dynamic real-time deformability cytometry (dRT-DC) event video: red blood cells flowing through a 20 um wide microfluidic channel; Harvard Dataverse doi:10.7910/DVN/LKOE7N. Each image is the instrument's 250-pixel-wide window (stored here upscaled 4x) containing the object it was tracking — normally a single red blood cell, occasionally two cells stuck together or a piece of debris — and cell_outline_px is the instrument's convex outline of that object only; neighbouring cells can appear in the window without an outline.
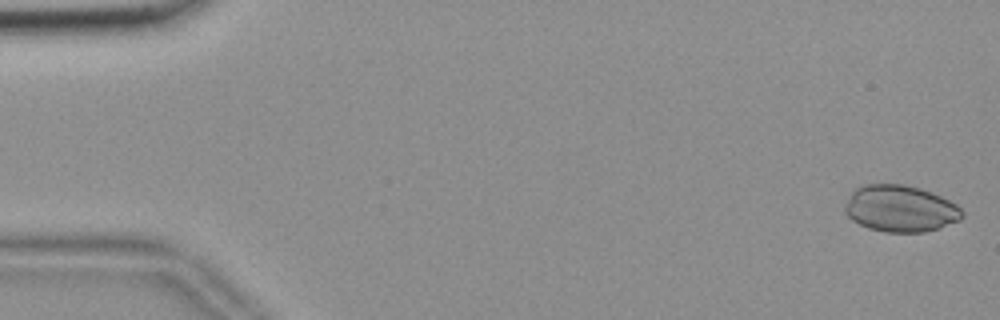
{"species": "common noctule bat (a hibernating species)", "species_latin": "Nyctalus noctula", "temperature_condition": "room temperature", "stored_images_in_passage": 55, "camera_frame_rate_fps": 3000, "um_per_image_px": 0.085, "animal": {"sex": "female", "body_mass_g": 18.4}, "frame": {"image": 1, "passage_image": 2, "time_ms": 0.333, "image_size_px": [1000, 320], "cell_outline_px": [[964, 216], [960, 220], [940, 228], [924, 232], [884, 232], [868, 228], [852, 220], [844, 212], [844, 208], [852, 192], [856, 188], [864, 184], [904, 184], [920, 188], [940, 196], [956, 204], [964, 212]], "centroid_in_image_um": [76.54, 17.74], "position_along_channel_um": 8.5, "area_um2": 31.91}}
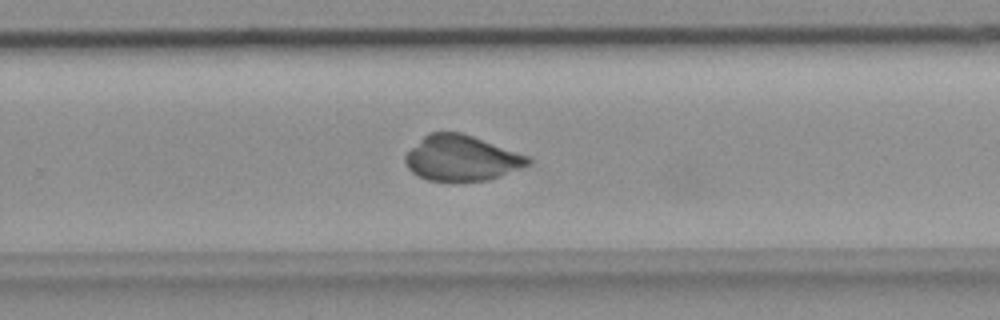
{"frame": {"image": 2, "passage_image": 37, "time_ms": 12.0, "image_size_px": [1000, 320], "cell_outline_px": [[532, 160], [528, 164], [500, 176], [484, 180], [428, 180], [412, 172], [404, 164], [404, 156], [428, 132], [460, 132], [472, 136], [528, 156]], "centroid_in_image_um": [39.19, 13.43], "position_along_channel_um": 290.6, "area_um2": 31.79}}
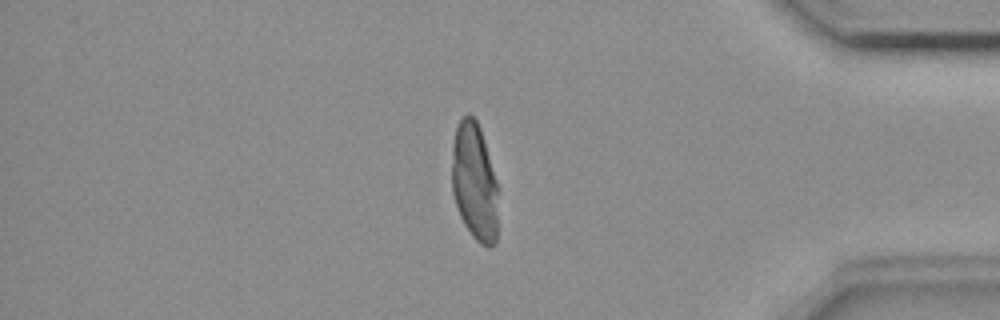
{"frame": {"image": 3, "passage_image": 48, "time_ms": 15.667, "image_size_px": [1000, 320], "cell_outline_px": [[496, 244], [488, 248], [480, 244], [472, 236], [464, 224], [460, 216], [452, 192], [452, 144], [456, 128], [460, 120], [468, 112], [476, 120], [480, 128], [496, 180]], "centroid_in_image_um": [40.3, 15.47], "position_along_channel_um": 394.9, "area_um2": 31.44}}